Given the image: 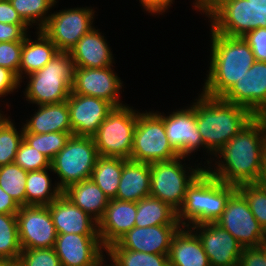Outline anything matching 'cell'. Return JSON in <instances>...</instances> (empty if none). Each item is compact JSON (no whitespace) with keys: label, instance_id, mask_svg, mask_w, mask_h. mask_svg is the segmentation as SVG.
Returning a JSON list of instances; mask_svg holds the SVG:
<instances>
[{"label":"cell","instance_id":"cb8c5ba5","mask_svg":"<svg viewBox=\"0 0 266 266\" xmlns=\"http://www.w3.org/2000/svg\"><path fill=\"white\" fill-rule=\"evenodd\" d=\"M179 228L171 241L169 266H210L202 243L190 227ZM195 234H194V233Z\"/></svg>","mask_w":266,"mask_h":266},{"label":"cell","instance_id":"f35d334b","mask_svg":"<svg viewBox=\"0 0 266 266\" xmlns=\"http://www.w3.org/2000/svg\"><path fill=\"white\" fill-rule=\"evenodd\" d=\"M14 163L27 172L51 167V161L36 148L30 147L24 140L18 148Z\"/></svg>","mask_w":266,"mask_h":266},{"label":"cell","instance_id":"9c48e42d","mask_svg":"<svg viewBox=\"0 0 266 266\" xmlns=\"http://www.w3.org/2000/svg\"><path fill=\"white\" fill-rule=\"evenodd\" d=\"M177 157L179 154L170 145L164 122L157 112H138L130 160L150 164Z\"/></svg>","mask_w":266,"mask_h":266},{"label":"cell","instance_id":"1f68e13d","mask_svg":"<svg viewBox=\"0 0 266 266\" xmlns=\"http://www.w3.org/2000/svg\"><path fill=\"white\" fill-rule=\"evenodd\" d=\"M105 251L113 262V265L108 266H169L168 255L164 254L122 249L116 243L110 244Z\"/></svg>","mask_w":266,"mask_h":266},{"label":"cell","instance_id":"ab89813d","mask_svg":"<svg viewBox=\"0 0 266 266\" xmlns=\"http://www.w3.org/2000/svg\"><path fill=\"white\" fill-rule=\"evenodd\" d=\"M17 266H61L54 248L22 250Z\"/></svg>","mask_w":266,"mask_h":266},{"label":"cell","instance_id":"83f0119b","mask_svg":"<svg viewBox=\"0 0 266 266\" xmlns=\"http://www.w3.org/2000/svg\"><path fill=\"white\" fill-rule=\"evenodd\" d=\"M35 41L26 35L23 41L21 62L19 66V80L24 74L29 75L42 69L59 51L54 43L41 31H38Z\"/></svg>","mask_w":266,"mask_h":266},{"label":"cell","instance_id":"2e32d148","mask_svg":"<svg viewBox=\"0 0 266 266\" xmlns=\"http://www.w3.org/2000/svg\"><path fill=\"white\" fill-rule=\"evenodd\" d=\"M99 235L57 234L54 249L61 266H103Z\"/></svg>","mask_w":266,"mask_h":266},{"label":"cell","instance_id":"d590c367","mask_svg":"<svg viewBox=\"0 0 266 266\" xmlns=\"http://www.w3.org/2000/svg\"><path fill=\"white\" fill-rule=\"evenodd\" d=\"M21 19L28 25L37 23L39 30L50 16H45L48 10L56 4V0H9ZM45 16V17H44ZM40 18V19H39ZM40 22V23H39Z\"/></svg>","mask_w":266,"mask_h":266},{"label":"cell","instance_id":"5b68a950","mask_svg":"<svg viewBox=\"0 0 266 266\" xmlns=\"http://www.w3.org/2000/svg\"><path fill=\"white\" fill-rule=\"evenodd\" d=\"M201 11L211 19V29L225 36L266 28V0H210Z\"/></svg>","mask_w":266,"mask_h":266},{"label":"cell","instance_id":"f546056e","mask_svg":"<svg viewBox=\"0 0 266 266\" xmlns=\"http://www.w3.org/2000/svg\"><path fill=\"white\" fill-rule=\"evenodd\" d=\"M48 170L51 171L52 168L28 172L25 188L26 205L48 206L63 193L57 185L52 190Z\"/></svg>","mask_w":266,"mask_h":266},{"label":"cell","instance_id":"d6986e66","mask_svg":"<svg viewBox=\"0 0 266 266\" xmlns=\"http://www.w3.org/2000/svg\"><path fill=\"white\" fill-rule=\"evenodd\" d=\"M164 122L166 136L172 148L181 157H187L204 143L197 129L196 111L193 106L173 112L169 116L157 113Z\"/></svg>","mask_w":266,"mask_h":266},{"label":"cell","instance_id":"7402d4cb","mask_svg":"<svg viewBox=\"0 0 266 266\" xmlns=\"http://www.w3.org/2000/svg\"><path fill=\"white\" fill-rule=\"evenodd\" d=\"M137 202L110 199L103 217L98 221L101 244L107 248L135 227Z\"/></svg>","mask_w":266,"mask_h":266},{"label":"cell","instance_id":"c3c4849f","mask_svg":"<svg viewBox=\"0 0 266 266\" xmlns=\"http://www.w3.org/2000/svg\"><path fill=\"white\" fill-rule=\"evenodd\" d=\"M141 2V5L144 7L146 11L149 13H159L165 12L166 9H168L172 3L173 0H139ZM169 6V7H168Z\"/></svg>","mask_w":266,"mask_h":266},{"label":"cell","instance_id":"74e56055","mask_svg":"<svg viewBox=\"0 0 266 266\" xmlns=\"http://www.w3.org/2000/svg\"><path fill=\"white\" fill-rule=\"evenodd\" d=\"M237 190L246 198L251 212L266 232V186L259 182L246 183Z\"/></svg>","mask_w":266,"mask_h":266},{"label":"cell","instance_id":"484cf974","mask_svg":"<svg viewBox=\"0 0 266 266\" xmlns=\"http://www.w3.org/2000/svg\"><path fill=\"white\" fill-rule=\"evenodd\" d=\"M38 107L37 112L24 125V133L72 132L67 100Z\"/></svg>","mask_w":266,"mask_h":266},{"label":"cell","instance_id":"bcb514c9","mask_svg":"<svg viewBox=\"0 0 266 266\" xmlns=\"http://www.w3.org/2000/svg\"><path fill=\"white\" fill-rule=\"evenodd\" d=\"M0 23L5 24H26L9 0H0Z\"/></svg>","mask_w":266,"mask_h":266},{"label":"cell","instance_id":"4fadbf2b","mask_svg":"<svg viewBox=\"0 0 266 266\" xmlns=\"http://www.w3.org/2000/svg\"><path fill=\"white\" fill-rule=\"evenodd\" d=\"M16 216L22 250L54 248L57 232L47 206H20Z\"/></svg>","mask_w":266,"mask_h":266},{"label":"cell","instance_id":"7dc6e473","mask_svg":"<svg viewBox=\"0 0 266 266\" xmlns=\"http://www.w3.org/2000/svg\"><path fill=\"white\" fill-rule=\"evenodd\" d=\"M19 208L17 202L0 187V213L16 214Z\"/></svg>","mask_w":266,"mask_h":266},{"label":"cell","instance_id":"44dd1931","mask_svg":"<svg viewBox=\"0 0 266 266\" xmlns=\"http://www.w3.org/2000/svg\"><path fill=\"white\" fill-rule=\"evenodd\" d=\"M47 207L57 234L98 235V222L63 193Z\"/></svg>","mask_w":266,"mask_h":266},{"label":"cell","instance_id":"8992f818","mask_svg":"<svg viewBox=\"0 0 266 266\" xmlns=\"http://www.w3.org/2000/svg\"><path fill=\"white\" fill-rule=\"evenodd\" d=\"M74 69L70 53L59 51L42 69L28 75L27 101L38 106L66 101L71 93Z\"/></svg>","mask_w":266,"mask_h":266},{"label":"cell","instance_id":"681fc988","mask_svg":"<svg viewBox=\"0 0 266 266\" xmlns=\"http://www.w3.org/2000/svg\"><path fill=\"white\" fill-rule=\"evenodd\" d=\"M259 183L266 186V143L263 151L262 172Z\"/></svg>","mask_w":266,"mask_h":266},{"label":"cell","instance_id":"277c9868","mask_svg":"<svg viewBox=\"0 0 266 266\" xmlns=\"http://www.w3.org/2000/svg\"><path fill=\"white\" fill-rule=\"evenodd\" d=\"M236 189V186L218 180L204 169L186 190L183 204L177 211L179 224L183 228L191 224L215 222L223 213L228 198Z\"/></svg>","mask_w":266,"mask_h":266},{"label":"cell","instance_id":"836d02e7","mask_svg":"<svg viewBox=\"0 0 266 266\" xmlns=\"http://www.w3.org/2000/svg\"><path fill=\"white\" fill-rule=\"evenodd\" d=\"M28 172L16 163L0 166V187L10 195L19 206L26 205V178Z\"/></svg>","mask_w":266,"mask_h":266},{"label":"cell","instance_id":"7c38bea8","mask_svg":"<svg viewBox=\"0 0 266 266\" xmlns=\"http://www.w3.org/2000/svg\"><path fill=\"white\" fill-rule=\"evenodd\" d=\"M93 9L74 8L52 13L40 29L58 51L69 52L78 40L92 28Z\"/></svg>","mask_w":266,"mask_h":266},{"label":"cell","instance_id":"603a6c76","mask_svg":"<svg viewBox=\"0 0 266 266\" xmlns=\"http://www.w3.org/2000/svg\"><path fill=\"white\" fill-rule=\"evenodd\" d=\"M101 33L92 28L69 51L75 67L103 68L112 65V53Z\"/></svg>","mask_w":266,"mask_h":266},{"label":"cell","instance_id":"ee69618b","mask_svg":"<svg viewBox=\"0 0 266 266\" xmlns=\"http://www.w3.org/2000/svg\"><path fill=\"white\" fill-rule=\"evenodd\" d=\"M27 29V24L0 23V42L24 41Z\"/></svg>","mask_w":266,"mask_h":266},{"label":"cell","instance_id":"60d3db41","mask_svg":"<svg viewBox=\"0 0 266 266\" xmlns=\"http://www.w3.org/2000/svg\"><path fill=\"white\" fill-rule=\"evenodd\" d=\"M23 41L0 42V66L13 71L19 78Z\"/></svg>","mask_w":266,"mask_h":266},{"label":"cell","instance_id":"7a4b0ae2","mask_svg":"<svg viewBox=\"0 0 266 266\" xmlns=\"http://www.w3.org/2000/svg\"><path fill=\"white\" fill-rule=\"evenodd\" d=\"M211 62L203 94L222 98L256 61L243 37H229L211 29Z\"/></svg>","mask_w":266,"mask_h":266},{"label":"cell","instance_id":"30bf717a","mask_svg":"<svg viewBox=\"0 0 266 266\" xmlns=\"http://www.w3.org/2000/svg\"><path fill=\"white\" fill-rule=\"evenodd\" d=\"M184 158L179 156L170 161L150 163V195L167 203L176 211L183 204L188 186L204 170L201 167H191V175L186 174V169L180 161Z\"/></svg>","mask_w":266,"mask_h":266},{"label":"cell","instance_id":"f907efd6","mask_svg":"<svg viewBox=\"0 0 266 266\" xmlns=\"http://www.w3.org/2000/svg\"><path fill=\"white\" fill-rule=\"evenodd\" d=\"M195 8L201 10L210 0H195Z\"/></svg>","mask_w":266,"mask_h":266},{"label":"cell","instance_id":"ffe728a7","mask_svg":"<svg viewBox=\"0 0 266 266\" xmlns=\"http://www.w3.org/2000/svg\"><path fill=\"white\" fill-rule=\"evenodd\" d=\"M181 225L133 227L115 243L122 249L168 255L174 234Z\"/></svg>","mask_w":266,"mask_h":266},{"label":"cell","instance_id":"d6a6232c","mask_svg":"<svg viewBox=\"0 0 266 266\" xmlns=\"http://www.w3.org/2000/svg\"><path fill=\"white\" fill-rule=\"evenodd\" d=\"M21 251L16 214L0 213V261L16 264Z\"/></svg>","mask_w":266,"mask_h":266},{"label":"cell","instance_id":"f1b7e54d","mask_svg":"<svg viewBox=\"0 0 266 266\" xmlns=\"http://www.w3.org/2000/svg\"><path fill=\"white\" fill-rule=\"evenodd\" d=\"M180 225L177 211L151 195L137 202L135 227Z\"/></svg>","mask_w":266,"mask_h":266},{"label":"cell","instance_id":"4dcf8cb0","mask_svg":"<svg viewBox=\"0 0 266 266\" xmlns=\"http://www.w3.org/2000/svg\"><path fill=\"white\" fill-rule=\"evenodd\" d=\"M121 174L122 158L99 156L92 171L91 179L109 199H114Z\"/></svg>","mask_w":266,"mask_h":266},{"label":"cell","instance_id":"ac0fdd59","mask_svg":"<svg viewBox=\"0 0 266 266\" xmlns=\"http://www.w3.org/2000/svg\"><path fill=\"white\" fill-rule=\"evenodd\" d=\"M67 105L73 135L85 137H92L114 108L103 99L74 93H70Z\"/></svg>","mask_w":266,"mask_h":266},{"label":"cell","instance_id":"9a60e30c","mask_svg":"<svg viewBox=\"0 0 266 266\" xmlns=\"http://www.w3.org/2000/svg\"><path fill=\"white\" fill-rule=\"evenodd\" d=\"M120 78L111 66L103 68L75 67L71 93L97 97L109 102L113 107L123 106L119 100L122 87Z\"/></svg>","mask_w":266,"mask_h":266},{"label":"cell","instance_id":"816d5d0a","mask_svg":"<svg viewBox=\"0 0 266 266\" xmlns=\"http://www.w3.org/2000/svg\"><path fill=\"white\" fill-rule=\"evenodd\" d=\"M0 266H17V265L9 261H0Z\"/></svg>","mask_w":266,"mask_h":266},{"label":"cell","instance_id":"52a82bcc","mask_svg":"<svg viewBox=\"0 0 266 266\" xmlns=\"http://www.w3.org/2000/svg\"><path fill=\"white\" fill-rule=\"evenodd\" d=\"M138 111L123 105L114 107L92 136L99 156L130 160Z\"/></svg>","mask_w":266,"mask_h":266},{"label":"cell","instance_id":"e575fe53","mask_svg":"<svg viewBox=\"0 0 266 266\" xmlns=\"http://www.w3.org/2000/svg\"><path fill=\"white\" fill-rule=\"evenodd\" d=\"M72 135V132L24 133L23 140L52 161Z\"/></svg>","mask_w":266,"mask_h":266},{"label":"cell","instance_id":"7bdbcfd3","mask_svg":"<svg viewBox=\"0 0 266 266\" xmlns=\"http://www.w3.org/2000/svg\"><path fill=\"white\" fill-rule=\"evenodd\" d=\"M238 264L240 266H266L264 249L261 246L243 248Z\"/></svg>","mask_w":266,"mask_h":266},{"label":"cell","instance_id":"3957f363","mask_svg":"<svg viewBox=\"0 0 266 266\" xmlns=\"http://www.w3.org/2000/svg\"><path fill=\"white\" fill-rule=\"evenodd\" d=\"M204 147L217 153L256 116L246 107L201 93L192 105Z\"/></svg>","mask_w":266,"mask_h":266},{"label":"cell","instance_id":"b9f144b4","mask_svg":"<svg viewBox=\"0 0 266 266\" xmlns=\"http://www.w3.org/2000/svg\"><path fill=\"white\" fill-rule=\"evenodd\" d=\"M251 47L256 61L266 62V28H257L243 36Z\"/></svg>","mask_w":266,"mask_h":266},{"label":"cell","instance_id":"d4e9b609","mask_svg":"<svg viewBox=\"0 0 266 266\" xmlns=\"http://www.w3.org/2000/svg\"><path fill=\"white\" fill-rule=\"evenodd\" d=\"M151 171L149 163L122 158V174L114 199L139 202L150 195Z\"/></svg>","mask_w":266,"mask_h":266},{"label":"cell","instance_id":"ba28073f","mask_svg":"<svg viewBox=\"0 0 266 266\" xmlns=\"http://www.w3.org/2000/svg\"><path fill=\"white\" fill-rule=\"evenodd\" d=\"M99 154L92 137L72 135L51 161V168L65 190L69 185L90 179Z\"/></svg>","mask_w":266,"mask_h":266},{"label":"cell","instance_id":"4316f807","mask_svg":"<svg viewBox=\"0 0 266 266\" xmlns=\"http://www.w3.org/2000/svg\"><path fill=\"white\" fill-rule=\"evenodd\" d=\"M63 194L97 222L103 217L110 201L91 178L69 185Z\"/></svg>","mask_w":266,"mask_h":266},{"label":"cell","instance_id":"8d00e7d4","mask_svg":"<svg viewBox=\"0 0 266 266\" xmlns=\"http://www.w3.org/2000/svg\"><path fill=\"white\" fill-rule=\"evenodd\" d=\"M24 129L19 133L10 119L0 124V166L14 162L18 148L23 141Z\"/></svg>","mask_w":266,"mask_h":266},{"label":"cell","instance_id":"e0dca14e","mask_svg":"<svg viewBox=\"0 0 266 266\" xmlns=\"http://www.w3.org/2000/svg\"><path fill=\"white\" fill-rule=\"evenodd\" d=\"M190 228L193 231L199 229V232L196 230V235L208 256L210 266L238 264L243 247L227 230L215 222L191 225Z\"/></svg>","mask_w":266,"mask_h":266},{"label":"cell","instance_id":"8fae6325","mask_svg":"<svg viewBox=\"0 0 266 266\" xmlns=\"http://www.w3.org/2000/svg\"><path fill=\"white\" fill-rule=\"evenodd\" d=\"M215 223L227 230L243 248L259 247L266 241V232L237 189L228 198L223 213Z\"/></svg>","mask_w":266,"mask_h":266},{"label":"cell","instance_id":"5bb4252c","mask_svg":"<svg viewBox=\"0 0 266 266\" xmlns=\"http://www.w3.org/2000/svg\"><path fill=\"white\" fill-rule=\"evenodd\" d=\"M222 99L246 107L255 116H264L266 114V62L255 61Z\"/></svg>","mask_w":266,"mask_h":266},{"label":"cell","instance_id":"f5cc1de1","mask_svg":"<svg viewBox=\"0 0 266 266\" xmlns=\"http://www.w3.org/2000/svg\"><path fill=\"white\" fill-rule=\"evenodd\" d=\"M260 246L264 249L266 256V241H264Z\"/></svg>","mask_w":266,"mask_h":266},{"label":"cell","instance_id":"6da1fadb","mask_svg":"<svg viewBox=\"0 0 266 266\" xmlns=\"http://www.w3.org/2000/svg\"><path fill=\"white\" fill-rule=\"evenodd\" d=\"M266 143V118L256 116L217 153L216 170H207L218 180L236 187L259 182Z\"/></svg>","mask_w":266,"mask_h":266},{"label":"cell","instance_id":"db71d44e","mask_svg":"<svg viewBox=\"0 0 266 266\" xmlns=\"http://www.w3.org/2000/svg\"><path fill=\"white\" fill-rule=\"evenodd\" d=\"M6 117L4 116L3 117V115L0 113V124L2 123V121L5 119Z\"/></svg>","mask_w":266,"mask_h":266},{"label":"cell","instance_id":"f6af8a7d","mask_svg":"<svg viewBox=\"0 0 266 266\" xmlns=\"http://www.w3.org/2000/svg\"><path fill=\"white\" fill-rule=\"evenodd\" d=\"M20 82L18 76L13 71L0 66V97L9 92H14L13 90L17 89Z\"/></svg>","mask_w":266,"mask_h":266}]
</instances>
